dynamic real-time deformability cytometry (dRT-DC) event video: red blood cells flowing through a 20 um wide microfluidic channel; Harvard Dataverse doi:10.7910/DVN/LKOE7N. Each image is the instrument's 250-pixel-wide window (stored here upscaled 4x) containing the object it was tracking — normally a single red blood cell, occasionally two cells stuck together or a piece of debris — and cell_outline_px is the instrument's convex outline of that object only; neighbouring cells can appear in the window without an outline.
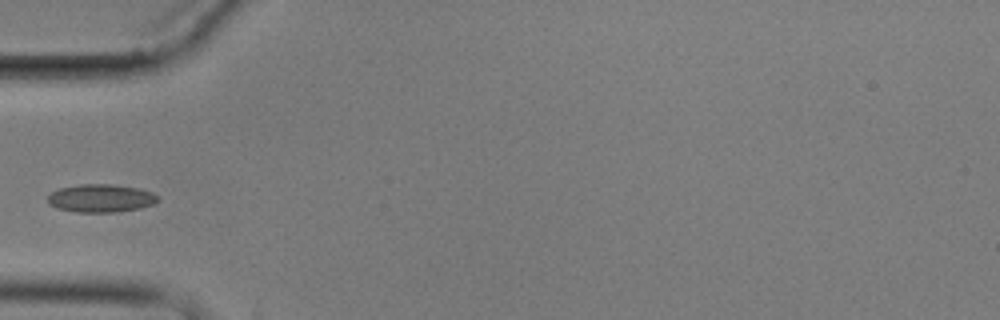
{"species": "common noctule bat (a hibernating species)", "species_latin": "Nyctalus noctula", "temperature_condition": "cold", "stored_images_in_passage": 7, "camera_frame_rate_fps": 3000, "um_per_image_px": 0.085, "animal": {"sex": "male", "body_mass_g": 17.9}, "frame": {"image": 1, "passage_image": 5, "time_ms": 6.0, "image_size_px": [1000, 320], "cell_outline_px": [[160, 200], [152, 204], [140, 208], [116, 212], [76, 212], [56, 208], [48, 204], [48, 196], [52, 192], [60, 188], [76, 184], [112, 184], [140, 188], [152, 192], [160, 196]], "centroid_in_image_um": [8.59, 16.84], "position_along_channel_um": 76.4, "area_um2": 18.21}}
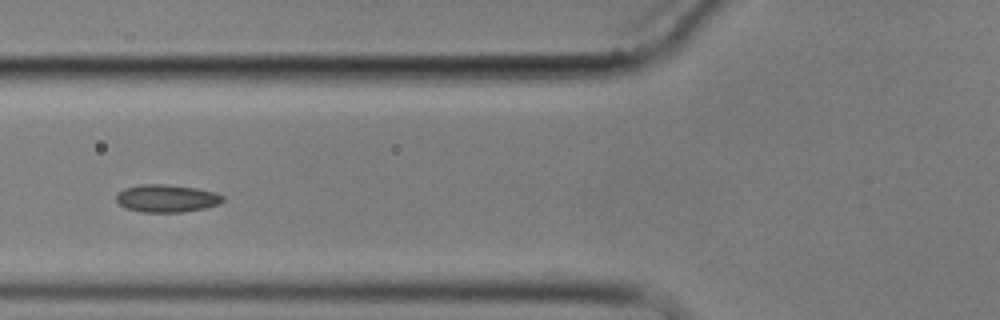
{"frame": {"image": 2, "passage_image": 6, "time_ms": 7.0, "image_size_px": [1000, 320], "cell_outline_px": [[224, 200], [220, 204], [204, 208], [184, 212], [144, 212], [124, 208], [116, 200], [116, 196], [124, 188], [140, 184], [168, 184], [196, 188], [216, 192], [224, 196]], "centroid_in_image_um": [14.19, 16.86], "position_along_channel_um": 111.6, "area_um2": 17.28}}